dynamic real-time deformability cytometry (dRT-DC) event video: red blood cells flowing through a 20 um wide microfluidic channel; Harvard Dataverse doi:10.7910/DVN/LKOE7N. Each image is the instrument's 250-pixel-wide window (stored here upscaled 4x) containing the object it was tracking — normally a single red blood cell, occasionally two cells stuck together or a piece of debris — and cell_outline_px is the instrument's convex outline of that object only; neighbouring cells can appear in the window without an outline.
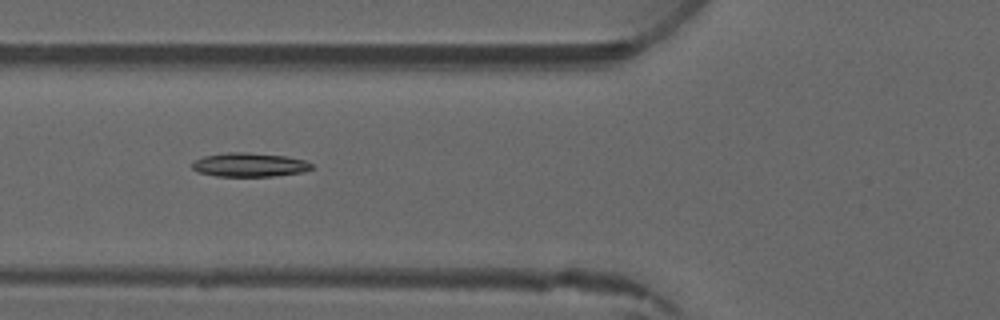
{"species": "common noctule bat (a hibernating species)", "species_latin": "Nyctalus noctula", "temperature_condition": "warm", "stored_images_in_passage": 5, "camera_frame_rate_fps": 3000, "um_per_image_px": 0.085, "animal": {"sex": "male", "forearm_length_mm": 52.5}, "frame": {"image": 1, "passage_image": 5, "time_ms": 5.333, "image_size_px": [1000, 320], "cell_outline_px": [[312, 168], [304, 172], [276, 176], [216, 176], [196, 172], [192, 168], [192, 164], [196, 160], [204, 156], [228, 152], [248, 152], [288, 156], [304, 160], [312, 164]], "centroid_in_image_um": [21.22, 14.01], "position_along_channel_um": 104.6, "area_um2": 16.76}}